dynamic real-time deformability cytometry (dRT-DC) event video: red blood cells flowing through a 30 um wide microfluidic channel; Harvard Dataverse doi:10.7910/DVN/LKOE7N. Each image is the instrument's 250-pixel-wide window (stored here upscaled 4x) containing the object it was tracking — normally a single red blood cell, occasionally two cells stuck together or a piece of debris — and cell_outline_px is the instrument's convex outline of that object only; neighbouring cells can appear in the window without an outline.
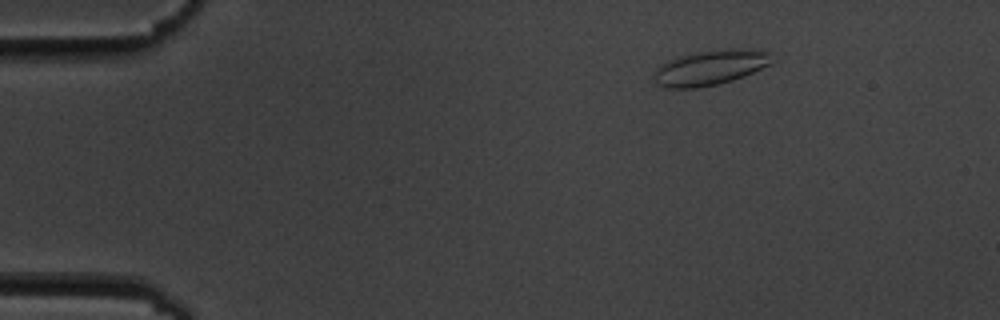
{"species": "common noctule bat (a hibernating species)", "species_latin": "Nyctalus noctula", "temperature_condition": "cold", "stored_images_in_passage": 4, "camera_frame_rate_fps": 3000, "um_per_image_px": 0.085, "animal": {"sex": "male", "body_mass_g": 19.5, "forearm_length_mm": 54.6}, "frame": {"image": 1, "passage_image": 1, "time_ms": 0.0, "image_size_px": [1000, 320], "cell_outline_px": [[772, 64], [744, 76], [732, 80], [716, 84], [696, 88], [664, 88], [656, 84], [656, 68], [660, 64], [668, 60], [700, 52], [740, 48], [768, 52]], "centroid_in_image_um": [60.36, 5.77], "position_along_channel_um": 24.6, "area_um2": 23.47}}